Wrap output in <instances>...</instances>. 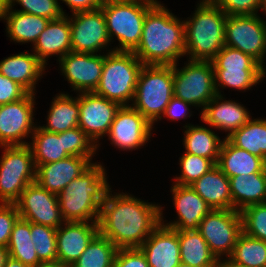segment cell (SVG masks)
I'll return each mask as SVG.
<instances>
[{
  "label": "cell",
  "mask_w": 266,
  "mask_h": 267,
  "mask_svg": "<svg viewBox=\"0 0 266 267\" xmlns=\"http://www.w3.org/2000/svg\"><path fill=\"white\" fill-rule=\"evenodd\" d=\"M211 62L218 95H222L219 91L220 88L224 89L225 87L249 90L266 76V70L254 58L226 45Z\"/></svg>",
  "instance_id": "ba28073f"
},
{
  "label": "cell",
  "mask_w": 266,
  "mask_h": 267,
  "mask_svg": "<svg viewBox=\"0 0 266 267\" xmlns=\"http://www.w3.org/2000/svg\"><path fill=\"white\" fill-rule=\"evenodd\" d=\"M64 151L69 156L88 158L92 162V156L96 154L98 147L79 127L63 132Z\"/></svg>",
  "instance_id": "ab89813d"
},
{
  "label": "cell",
  "mask_w": 266,
  "mask_h": 267,
  "mask_svg": "<svg viewBox=\"0 0 266 267\" xmlns=\"http://www.w3.org/2000/svg\"><path fill=\"white\" fill-rule=\"evenodd\" d=\"M179 158L181 174L174 177V184L179 185H191L216 165L211 159L190 153H183Z\"/></svg>",
  "instance_id": "f35d334b"
},
{
  "label": "cell",
  "mask_w": 266,
  "mask_h": 267,
  "mask_svg": "<svg viewBox=\"0 0 266 267\" xmlns=\"http://www.w3.org/2000/svg\"><path fill=\"white\" fill-rule=\"evenodd\" d=\"M215 267H246V266L234 263L229 258H225L224 260L222 258L217 260Z\"/></svg>",
  "instance_id": "681fc988"
},
{
  "label": "cell",
  "mask_w": 266,
  "mask_h": 267,
  "mask_svg": "<svg viewBox=\"0 0 266 267\" xmlns=\"http://www.w3.org/2000/svg\"><path fill=\"white\" fill-rule=\"evenodd\" d=\"M232 209L241 212L248 206L266 202V173L229 178Z\"/></svg>",
  "instance_id": "83f0119b"
},
{
  "label": "cell",
  "mask_w": 266,
  "mask_h": 267,
  "mask_svg": "<svg viewBox=\"0 0 266 267\" xmlns=\"http://www.w3.org/2000/svg\"><path fill=\"white\" fill-rule=\"evenodd\" d=\"M21 218L31 223L57 229L65 221L62 218L58 197L36 182L28 185L15 202Z\"/></svg>",
  "instance_id": "2e32d148"
},
{
  "label": "cell",
  "mask_w": 266,
  "mask_h": 267,
  "mask_svg": "<svg viewBox=\"0 0 266 267\" xmlns=\"http://www.w3.org/2000/svg\"><path fill=\"white\" fill-rule=\"evenodd\" d=\"M18 3L23 8L17 10L22 13L42 16L49 20L60 19L66 15L58 0H9V7Z\"/></svg>",
  "instance_id": "b9f144b4"
},
{
  "label": "cell",
  "mask_w": 266,
  "mask_h": 267,
  "mask_svg": "<svg viewBox=\"0 0 266 267\" xmlns=\"http://www.w3.org/2000/svg\"><path fill=\"white\" fill-rule=\"evenodd\" d=\"M8 257H9L8 249L6 247L0 246V267H4Z\"/></svg>",
  "instance_id": "816d5d0a"
},
{
  "label": "cell",
  "mask_w": 266,
  "mask_h": 267,
  "mask_svg": "<svg viewBox=\"0 0 266 267\" xmlns=\"http://www.w3.org/2000/svg\"><path fill=\"white\" fill-rule=\"evenodd\" d=\"M184 129H186L183 136L186 150L184 153L211 159L217 164L224 139L221 140L214 131L203 125L187 124Z\"/></svg>",
  "instance_id": "4dcf8cb0"
},
{
  "label": "cell",
  "mask_w": 266,
  "mask_h": 267,
  "mask_svg": "<svg viewBox=\"0 0 266 267\" xmlns=\"http://www.w3.org/2000/svg\"><path fill=\"white\" fill-rule=\"evenodd\" d=\"M70 34L71 27L68 15H63L60 19L50 20L31 50L46 66L50 56H59L58 60H60L72 51Z\"/></svg>",
  "instance_id": "cb8c5ba5"
},
{
  "label": "cell",
  "mask_w": 266,
  "mask_h": 267,
  "mask_svg": "<svg viewBox=\"0 0 266 267\" xmlns=\"http://www.w3.org/2000/svg\"><path fill=\"white\" fill-rule=\"evenodd\" d=\"M153 125L132 106H121L109 132L111 145L119 149L136 150L147 144Z\"/></svg>",
  "instance_id": "e0dca14e"
},
{
  "label": "cell",
  "mask_w": 266,
  "mask_h": 267,
  "mask_svg": "<svg viewBox=\"0 0 266 267\" xmlns=\"http://www.w3.org/2000/svg\"><path fill=\"white\" fill-rule=\"evenodd\" d=\"M71 27V49L72 52L100 54L105 46L111 44L104 14L99 8L93 11L76 12L69 17Z\"/></svg>",
  "instance_id": "5bb4252c"
},
{
  "label": "cell",
  "mask_w": 266,
  "mask_h": 267,
  "mask_svg": "<svg viewBox=\"0 0 266 267\" xmlns=\"http://www.w3.org/2000/svg\"><path fill=\"white\" fill-rule=\"evenodd\" d=\"M0 203H15L36 179V166L29 145L1 146Z\"/></svg>",
  "instance_id": "9c48e42d"
},
{
  "label": "cell",
  "mask_w": 266,
  "mask_h": 267,
  "mask_svg": "<svg viewBox=\"0 0 266 267\" xmlns=\"http://www.w3.org/2000/svg\"><path fill=\"white\" fill-rule=\"evenodd\" d=\"M28 93L20 84L0 73V105L18 101Z\"/></svg>",
  "instance_id": "bcb514c9"
},
{
  "label": "cell",
  "mask_w": 266,
  "mask_h": 267,
  "mask_svg": "<svg viewBox=\"0 0 266 267\" xmlns=\"http://www.w3.org/2000/svg\"><path fill=\"white\" fill-rule=\"evenodd\" d=\"M98 233V222H64L56 231L57 263L70 267Z\"/></svg>",
  "instance_id": "d6986e66"
},
{
  "label": "cell",
  "mask_w": 266,
  "mask_h": 267,
  "mask_svg": "<svg viewBox=\"0 0 266 267\" xmlns=\"http://www.w3.org/2000/svg\"><path fill=\"white\" fill-rule=\"evenodd\" d=\"M216 165L228 178L266 173V162L261 157L234 146L227 138H224Z\"/></svg>",
  "instance_id": "484cf974"
},
{
  "label": "cell",
  "mask_w": 266,
  "mask_h": 267,
  "mask_svg": "<svg viewBox=\"0 0 266 267\" xmlns=\"http://www.w3.org/2000/svg\"><path fill=\"white\" fill-rule=\"evenodd\" d=\"M133 53L143 65H175L185 55L184 20L158 1L146 13L141 41Z\"/></svg>",
  "instance_id": "7a4b0ae2"
},
{
  "label": "cell",
  "mask_w": 266,
  "mask_h": 267,
  "mask_svg": "<svg viewBox=\"0 0 266 267\" xmlns=\"http://www.w3.org/2000/svg\"><path fill=\"white\" fill-rule=\"evenodd\" d=\"M150 267H177L181 264L178 230L160 223L139 247Z\"/></svg>",
  "instance_id": "44dd1931"
},
{
  "label": "cell",
  "mask_w": 266,
  "mask_h": 267,
  "mask_svg": "<svg viewBox=\"0 0 266 267\" xmlns=\"http://www.w3.org/2000/svg\"><path fill=\"white\" fill-rule=\"evenodd\" d=\"M177 267H194V266H189V265H185V264L181 263V264L178 265Z\"/></svg>",
  "instance_id": "6f0895ef"
},
{
  "label": "cell",
  "mask_w": 266,
  "mask_h": 267,
  "mask_svg": "<svg viewBox=\"0 0 266 267\" xmlns=\"http://www.w3.org/2000/svg\"><path fill=\"white\" fill-rule=\"evenodd\" d=\"M4 267H29V266L9 256L5 262Z\"/></svg>",
  "instance_id": "f907efd6"
},
{
  "label": "cell",
  "mask_w": 266,
  "mask_h": 267,
  "mask_svg": "<svg viewBox=\"0 0 266 267\" xmlns=\"http://www.w3.org/2000/svg\"><path fill=\"white\" fill-rule=\"evenodd\" d=\"M30 233L31 222L19 217L13 226L7 249L10 257L29 267H36L42 263L38 260Z\"/></svg>",
  "instance_id": "e575fe53"
},
{
  "label": "cell",
  "mask_w": 266,
  "mask_h": 267,
  "mask_svg": "<svg viewBox=\"0 0 266 267\" xmlns=\"http://www.w3.org/2000/svg\"><path fill=\"white\" fill-rule=\"evenodd\" d=\"M9 8V0H0V19H4Z\"/></svg>",
  "instance_id": "f5cc1de1"
},
{
  "label": "cell",
  "mask_w": 266,
  "mask_h": 267,
  "mask_svg": "<svg viewBox=\"0 0 266 267\" xmlns=\"http://www.w3.org/2000/svg\"><path fill=\"white\" fill-rule=\"evenodd\" d=\"M20 217L15 203H0V246H8L13 226Z\"/></svg>",
  "instance_id": "7bdbcfd3"
},
{
  "label": "cell",
  "mask_w": 266,
  "mask_h": 267,
  "mask_svg": "<svg viewBox=\"0 0 266 267\" xmlns=\"http://www.w3.org/2000/svg\"><path fill=\"white\" fill-rule=\"evenodd\" d=\"M59 61L60 71L74 91L94 92L102 75L104 54L69 52Z\"/></svg>",
  "instance_id": "ac0fdd59"
},
{
  "label": "cell",
  "mask_w": 266,
  "mask_h": 267,
  "mask_svg": "<svg viewBox=\"0 0 266 267\" xmlns=\"http://www.w3.org/2000/svg\"><path fill=\"white\" fill-rule=\"evenodd\" d=\"M170 192L178 217L165 224L161 207V223L179 231L198 230L201 220L212 210L210 206L189 185L173 183Z\"/></svg>",
  "instance_id": "ffe728a7"
},
{
  "label": "cell",
  "mask_w": 266,
  "mask_h": 267,
  "mask_svg": "<svg viewBox=\"0 0 266 267\" xmlns=\"http://www.w3.org/2000/svg\"><path fill=\"white\" fill-rule=\"evenodd\" d=\"M36 267H65V266H62L59 263H45V264H40L39 266Z\"/></svg>",
  "instance_id": "db71d44e"
},
{
  "label": "cell",
  "mask_w": 266,
  "mask_h": 267,
  "mask_svg": "<svg viewBox=\"0 0 266 267\" xmlns=\"http://www.w3.org/2000/svg\"><path fill=\"white\" fill-rule=\"evenodd\" d=\"M35 94L0 105V146L29 145L23 138L32 136L37 126L33 120Z\"/></svg>",
  "instance_id": "4fadbf2b"
},
{
  "label": "cell",
  "mask_w": 266,
  "mask_h": 267,
  "mask_svg": "<svg viewBox=\"0 0 266 267\" xmlns=\"http://www.w3.org/2000/svg\"><path fill=\"white\" fill-rule=\"evenodd\" d=\"M114 267H150L140 248L118 249L114 259Z\"/></svg>",
  "instance_id": "f6af8a7d"
},
{
  "label": "cell",
  "mask_w": 266,
  "mask_h": 267,
  "mask_svg": "<svg viewBox=\"0 0 266 267\" xmlns=\"http://www.w3.org/2000/svg\"><path fill=\"white\" fill-rule=\"evenodd\" d=\"M56 231L50 226L31 223V240L42 264L57 263Z\"/></svg>",
  "instance_id": "74e56055"
},
{
  "label": "cell",
  "mask_w": 266,
  "mask_h": 267,
  "mask_svg": "<svg viewBox=\"0 0 266 267\" xmlns=\"http://www.w3.org/2000/svg\"><path fill=\"white\" fill-rule=\"evenodd\" d=\"M142 66L143 63L133 52H107L104 55L100 82L94 93L121 106H131L129 103L133 102Z\"/></svg>",
  "instance_id": "52a82bcc"
},
{
  "label": "cell",
  "mask_w": 266,
  "mask_h": 267,
  "mask_svg": "<svg viewBox=\"0 0 266 267\" xmlns=\"http://www.w3.org/2000/svg\"><path fill=\"white\" fill-rule=\"evenodd\" d=\"M173 96V66L143 65L131 106L154 126Z\"/></svg>",
  "instance_id": "8992f818"
},
{
  "label": "cell",
  "mask_w": 266,
  "mask_h": 267,
  "mask_svg": "<svg viewBox=\"0 0 266 267\" xmlns=\"http://www.w3.org/2000/svg\"><path fill=\"white\" fill-rule=\"evenodd\" d=\"M192 18L184 20L185 55L211 61L225 46L227 14L211 0H200Z\"/></svg>",
  "instance_id": "277c9868"
},
{
  "label": "cell",
  "mask_w": 266,
  "mask_h": 267,
  "mask_svg": "<svg viewBox=\"0 0 266 267\" xmlns=\"http://www.w3.org/2000/svg\"><path fill=\"white\" fill-rule=\"evenodd\" d=\"M92 164L88 158L69 156L63 160L38 165L35 182L47 191L58 195L72 180L82 175Z\"/></svg>",
  "instance_id": "7402d4cb"
},
{
  "label": "cell",
  "mask_w": 266,
  "mask_h": 267,
  "mask_svg": "<svg viewBox=\"0 0 266 267\" xmlns=\"http://www.w3.org/2000/svg\"><path fill=\"white\" fill-rule=\"evenodd\" d=\"M79 114L78 96L74 98L62 92L55 95L52 100L47 115V125L40 127L49 132H65L78 127Z\"/></svg>",
  "instance_id": "f546056e"
},
{
  "label": "cell",
  "mask_w": 266,
  "mask_h": 267,
  "mask_svg": "<svg viewBox=\"0 0 266 267\" xmlns=\"http://www.w3.org/2000/svg\"><path fill=\"white\" fill-rule=\"evenodd\" d=\"M157 0H136L122 2H102V10L108 36L111 42L115 36L119 47L114 51L133 52L142 37L146 13L157 3Z\"/></svg>",
  "instance_id": "5b68a950"
},
{
  "label": "cell",
  "mask_w": 266,
  "mask_h": 267,
  "mask_svg": "<svg viewBox=\"0 0 266 267\" xmlns=\"http://www.w3.org/2000/svg\"><path fill=\"white\" fill-rule=\"evenodd\" d=\"M117 250L109 239L98 233L70 267H114Z\"/></svg>",
  "instance_id": "d590c367"
},
{
  "label": "cell",
  "mask_w": 266,
  "mask_h": 267,
  "mask_svg": "<svg viewBox=\"0 0 266 267\" xmlns=\"http://www.w3.org/2000/svg\"><path fill=\"white\" fill-rule=\"evenodd\" d=\"M78 127L99 147V139L107 135L121 105L94 92L78 93Z\"/></svg>",
  "instance_id": "9a60e30c"
},
{
  "label": "cell",
  "mask_w": 266,
  "mask_h": 267,
  "mask_svg": "<svg viewBox=\"0 0 266 267\" xmlns=\"http://www.w3.org/2000/svg\"><path fill=\"white\" fill-rule=\"evenodd\" d=\"M122 1H136V0H102V2H122Z\"/></svg>",
  "instance_id": "9f6ffc18"
},
{
  "label": "cell",
  "mask_w": 266,
  "mask_h": 267,
  "mask_svg": "<svg viewBox=\"0 0 266 267\" xmlns=\"http://www.w3.org/2000/svg\"><path fill=\"white\" fill-rule=\"evenodd\" d=\"M198 231L217 260L229 258L243 232L241 214L234 209L211 210L199 223Z\"/></svg>",
  "instance_id": "8fae6325"
},
{
  "label": "cell",
  "mask_w": 266,
  "mask_h": 267,
  "mask_svg": "<svg viewBox=\"0 0 266 267\" xmlns=\"http://www.w3.org/2000/svg\"><path fill=\"white\" fill-rule=\"evenodd\" d=\"M189 106L191 107L193 105L173 96L165 108L162 117L170 118L169 120L172 121L178 120L179 118L187 119L192 115ZM188 113L190 115H188Z\"/></svg>",
  "instance_id": "7dc6e473"
},
{
  "label": "cell",
  "mask_w": 266,
  "mask_h": 267,
  "mask_svg": "<svg viewBox=\"0 0 266 267\" xmlns=\"http://www.w3.org/2000/svg\"><path fill=\"white\" fill-rule=\"evenodd\" d=\"M249 113L240 103L217 94L201 111L200 118L212 128L228 131V138L252 118Z\"/></svg>",
  "instance_id": "603a6c76"
},
{
  "label": "cell",
  "mask_w": 266,
  "mask_h": 267,
  "mask_svg": "<svg viewBox=\"0 0 266 267\" xmlns=\"http://www.w3.org/2000/svg\"><path fill=\"white\" fill-rule=\"evenodd\" d=\"M29 146L33 153L35 166L66 159L69 155L64 151L63 132L54 133L36 126Z\"/></svg>",
  "instance_id": "d6a6232c"
},
{
  "label": "cell",
  "mask_w": 266,
  "mask_h": 267,
  "mask_svg": "<svg viewBox=\"0 0 266 267\" xmlns=\"http://www.w3.org/2000/svg\"><path fill=\"white\" fill-rule=\"evenodd\" d=\"M3 20L6 21V31L11 41L22 44L30 42L32 46L50 21L42 16L19 12L12 7L8 8Z\"/></svg>",
  "instance_id": "f1b7e54d"
},
{
  "label": "cell",
  "mask_w": 266,
  "mask_h": 267,
  "mask_svg": "<svg viewBox=\"0 0 266 267\" xmlns=\"http://www.w3.org/2000/svg\"><path fill=\"white\" fill-rule=\"evenodd\" d=\"M234 146L261 157L266 162V119H250L227 138Z\"/></svg>",
  "instance_id": "836d02e7"
},
{
  "label": "cell",
  "mask_w": 266,
  "mask_h": 267,
  "mask_svg": "<svg viewBox=\"0 0 266 267\" xmlns=\"http://www.w3.org/2000/svg\"><path fill=\"white\" fill-rule=\"evenodd\" d=\"M111 190L101 204L99 234L118 249L139 248L161 223V206Z\"/></svg>",
  "instance_id": "6da1fadb"
},
{
  "label": "cell",
  "mask_w": 266,
  "mask_h": 267,
  "mask_svg": "<svg viewBox=\"0 0 266 267\" xmlns=\"http://www.w3.org/2000/svg\"><path fill=\"white\" fill-rule=\"evenodd\" d=\"M225 45L250 55L266 70V21L258 14L227 15Z\"/></svg>",
  "instance_id": "7c38bea8"
},
{
  "label": "cell",
  "mask_w": 266,
  "mask_h": 267,
  "mask_svg": "<svg viewBox=\"0 0 266 267\" xmlns=\"http://www.w3.org/2000/svg\"><path fill=\"white\" fill-rule=\"evenodd\" d=\"M229 259L246 267H266V242L242 232Z\"/></svg>",
  "instance_id": "8d00e7d4"
},
{
  "label": "cell",
  "mask_w": 266,
  "mask_h": 267,
  "mask_svg": "<svg viewBox=\"0 0 266 267\" xmlns=\"http://www.w3.org/2000/svg\"><path fill=\"white\" fill-rule=\"evenodd\" d=\"M240 214L243 233L266 242V202L248 206Z\"/></svg>",
  "instance_id": "60d3db41"
},
{
  "label": "cell",
  "mask_w": 266,
  "mask_h": 267,
  "mask_svg": "<svg viewBox=\"0 0 266 267\" xmlns=\"http://www.w3.org/2000/svg\"><path fill=\"white\" fill-rule=\"evenodd\" d=\"M63 1L71 10L76 12L97 10L102 5V0H60Z\"/></svg>",
  "instance_id": "c3c4849f"
},
{
  "label": "cell",
  "mask_w": 266,
  "mask_h": 267,
  "mask_svg": "<svg viewBox=\"0 0 266 267\" xmlns=\"http://www.w3.org/2000/svg\"><path fill=\"white\" fill-rule=\"evenodd\" d=\"M181 263L194 267H215L216 257L198 230H178Z\"/></svg>",
  "instance_id": "1f68e13d"
},
{
  "label": "cell",
  "mask_w": 266,
  "mask_h": 267,
  "mask_svg": "<svg viewBox=\"0 0 266 267\" xmlns=\"http://www.w3.org/2000/svg\"><path fill=\"white\" fill-rule=\"evenodd\" d=\"M189 186L212 210L232 209L229 178L217 165Z\"/></svg>",
  "instance_id": "4316f807"
},
{
  "label": "cell",
  "mask_w": 266,
  "mask_h": 267,
  "mask_svg": "<svg viewBox=\"0 0 266 267\" xmlns=\"http://www.w3.org/2000/svg\"><path fill=\"white\" fill-rule=\"evenodd\" d=\"M227 15H256L261 0H211Z\"/></svg>",
  "instance_id": "ee69618b"
},
{
  "label": "cell",
  "mask_w": 266,
  "mask_h": 267,
  "mask_svg": "<svg viewBox=\"0 0 266 267\" xmlns=\"http://www.w3.org/2000/svg\"><path fill=\"white\" fill-rule=\"evenodd\" d=\"M260 9L266 14V0H261Z\"/></svg>",
  "instance_id": "11a10c76"
},
{
  "label": "cell",
  "mask_w": 266,
  "mask_h": 267,
  "mask_svg": "<svg viewBox=\"0 0 266 267\" xmlns=\"http://www.w3.org/2000/svg\"><path fill=\"white\" fill-rule=\"evenodd\" d=\"M103 166L99 162H93L57 195L65 222H98L101 204L111 189Z\"/></svg>",
  "instance_id": "3957f363"
},
{
  "label": "cell",
  "mask_w": 266,
  "mask_h": 267,
  "mask_svg": "<svg viewBox=\"0 0 266 267\" xmlns=\"http://www.w3.org/2000/svg\"><path fill=\"white\" fill-rule=\"evenodd\" d=\"M46 66L29 51L11 55L0 61V73L17 82L29 93H35L37 82L45 74Z\"/></svg>",
  "instance_id": "d4e9b609"
},
{
  "label": "cell",
  "mask_w": 266,
  "mask_h": 267,
  "mask_svg": "<svg viewBox=\"0 0 266 267\" xmlns=\"http://www.w3.org/2000/svg\"><path fill=\"white\" fill-rule=\"evenodd\" d=\"M177 66L173 65L174 96L203 111L217 95L212 62L188 60L182 69Z\"/></svg>",
  "instance_id": "30bf717a"
}]
</instances>
